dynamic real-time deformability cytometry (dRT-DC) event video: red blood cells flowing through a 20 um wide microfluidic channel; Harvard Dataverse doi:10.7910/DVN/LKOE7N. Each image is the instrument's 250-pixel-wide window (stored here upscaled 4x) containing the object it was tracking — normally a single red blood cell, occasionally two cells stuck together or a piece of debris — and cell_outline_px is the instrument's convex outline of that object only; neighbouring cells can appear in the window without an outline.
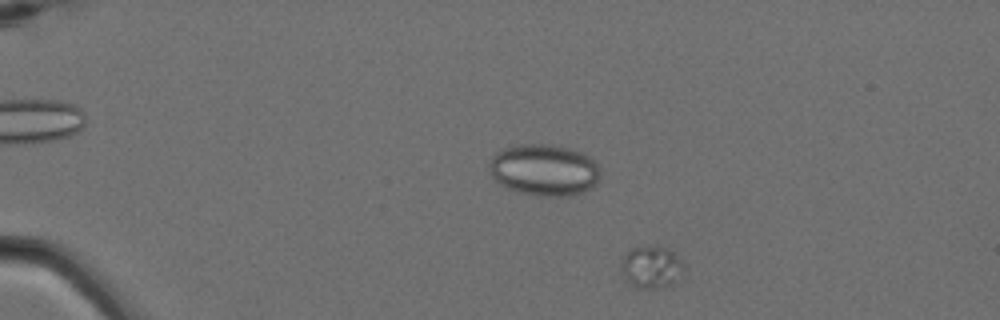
{"species": "Egyptian fruit bat (a non-hibernating species)", "species_latin": "Rousettus aegyptiacus", "temperature_condition": "cold", "stored_images_in_passage": 3, "camera_frame_rate_fps": 3000, "um_per_image_px": 0.085, "animal": {"sex": "female"}, "frame": {"image": 1, "passage_image": 3, "time_ms": 0.667, "image_size_px": [1000, 320], "cell_outline_px": [[684, 264], [672, 284], [664, 288], [636, 288], [628, 280], [620, 268], [624, 256], [632, 248], [664, 248], [672, 252]], "centroid_in_image_um": [55.33, 22.74], "position_along_channel_um": 29.7, "area_um2": 14.51}}